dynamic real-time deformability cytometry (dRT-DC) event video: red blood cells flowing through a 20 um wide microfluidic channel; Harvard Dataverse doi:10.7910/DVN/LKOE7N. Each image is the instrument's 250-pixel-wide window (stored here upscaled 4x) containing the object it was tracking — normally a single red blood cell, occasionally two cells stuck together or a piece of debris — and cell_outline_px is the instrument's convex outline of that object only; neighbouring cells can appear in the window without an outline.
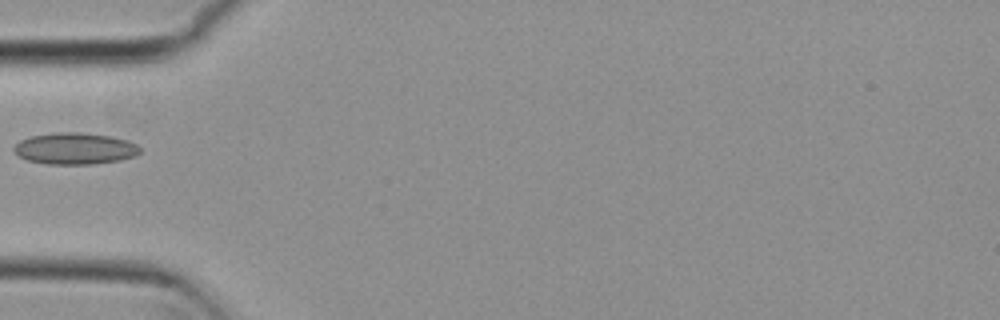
{"species": "common noctule bat (a hibernating species)", "species_latin": "Nyctalus noctula", "temperature_condition": "cold", "stored_images_in_passage": 5, "camera_frame_rate_fps": 3000, "um_per_image_px": 0.085, "animal": {"sex": "female", "body_mass_g": 29.2, "forearm_length_mm": 56.3}, "frame": {"image": 1, "passage_image": 5, "time_ms": 1.333, "image_size_px": [1000, 320], "cell_outline_px": [[140, 152], [136, 156], [120, 160], [92, 164], [48, 164], [28, 160], [20, 156], [12, 148], [20, 140], [28, 136], [56, 132], [80, 132], [108, 136], [128, 140], [136, 144], [140, 148]], "centroid_in_image_um": [6.37, 12.62], "position_along_channel_um": 78.6, "area_um2": 23.18}}